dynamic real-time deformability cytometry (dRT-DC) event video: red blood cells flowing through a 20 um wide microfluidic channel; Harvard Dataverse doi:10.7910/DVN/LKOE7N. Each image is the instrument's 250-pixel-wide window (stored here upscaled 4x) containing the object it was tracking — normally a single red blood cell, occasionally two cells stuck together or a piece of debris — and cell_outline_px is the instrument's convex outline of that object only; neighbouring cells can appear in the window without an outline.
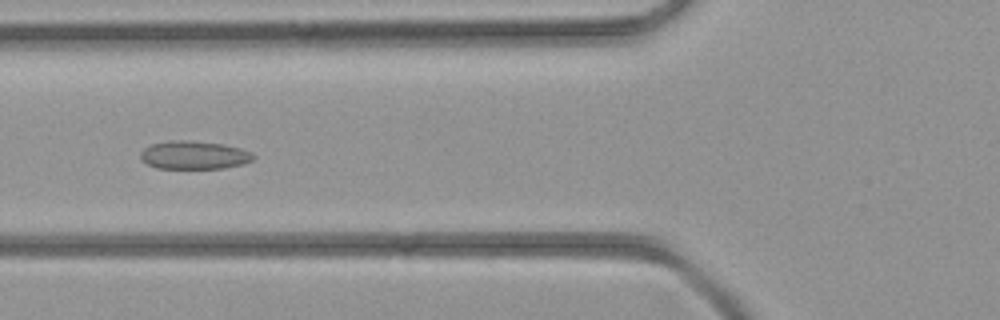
{"species": "common noctule bat (a hibernating species)", "species_latin": "Nyctalus noctula", "temperature_condition": "room temperature", "stored_images_in_passage": 13, "camera_frame_rate_fps": 3000, "um_per_image_px": 0.085, "animal": {"sex": "female", "body_mass_g": 21.9}, "frame": {"image": 1, "passage_image": 8, "time_ms": 2.333, "image_size_px": [1000, 320], "cell_outline_px": [[256, 156], [252, 160], [244, 164], [224, 168], [156, 168], [140, 160], [140, 152], [144, 148], [152, 144], [172, 140], [188, 140], [224, 144], [240, 148], [252, 152]], "centroid_in_image_um": [16.5, 13.18], "position_along_channel_um": 109.3, "area_um2": 18.67}}
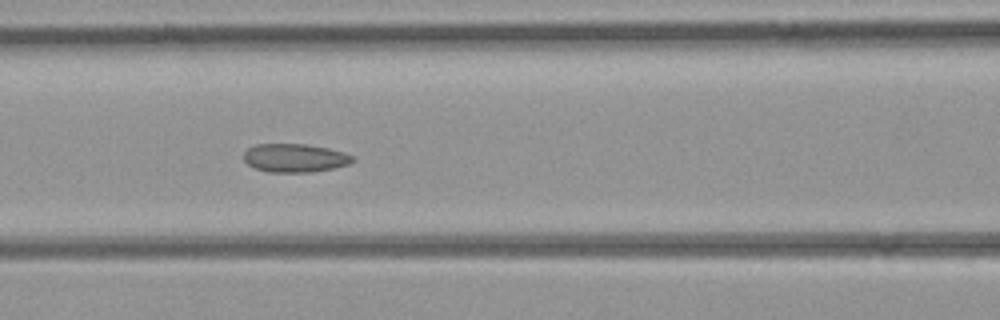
{"frame": {"image": 2, "passage_image": 10, "time_ms": 3.0, "image_size_px": [1000, 320], "cell_outline_px": [[356, 160], [348, 164], [332, 168], [308, 172], [268, 172], [256, 168], [248, 164], [244, 160], [244, 152], [248, 148], [256, 144], [308, 144], [328, 148], [344, 152], [356, 156]], "centroid_in_image_um": [25.09, 13.41], "position_along_channel_um": 141.5, "area_um2": 18.09}}